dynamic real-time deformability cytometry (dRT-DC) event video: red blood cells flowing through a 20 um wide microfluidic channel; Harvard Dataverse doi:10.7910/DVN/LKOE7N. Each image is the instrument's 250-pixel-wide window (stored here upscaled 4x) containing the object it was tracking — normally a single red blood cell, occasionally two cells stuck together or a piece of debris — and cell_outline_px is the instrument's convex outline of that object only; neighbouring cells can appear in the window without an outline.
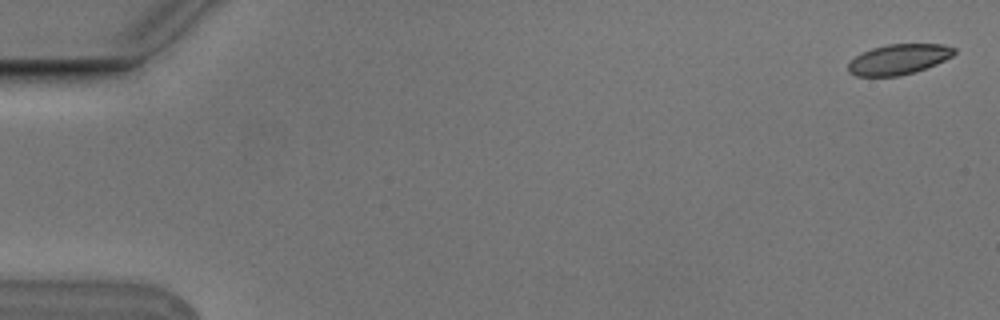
{"species": "Egyptian fruit bat (a non-hibernating species)", "species_latin": "Rousettus aegyptiacus", "temperature_condition": "cold", "stored_images_in_passage": 4, "segment_of_instrument_passage": [2, 2], "camera_frame_rate_fps": 3000, "um_per_image_px": 0.085, "animal": {"sex": "male"}, "frame": {"image": 1, "passage_image": 4, "time_ms": 1.0, "image_size_px": [1000, 320], "cell_outline_px": [[956, 52], [952, 56], [936, 64], [916, 72], [900, 76], [856, 76], [848, 72], [848, 64], [856, 56], [872, 48], [888, 44], [944, 44], [956, 48]], "centroid_in_image_um": [76.41, 5.04], "position_along_channel_um": 8.6, "area_um2": 18.73}}